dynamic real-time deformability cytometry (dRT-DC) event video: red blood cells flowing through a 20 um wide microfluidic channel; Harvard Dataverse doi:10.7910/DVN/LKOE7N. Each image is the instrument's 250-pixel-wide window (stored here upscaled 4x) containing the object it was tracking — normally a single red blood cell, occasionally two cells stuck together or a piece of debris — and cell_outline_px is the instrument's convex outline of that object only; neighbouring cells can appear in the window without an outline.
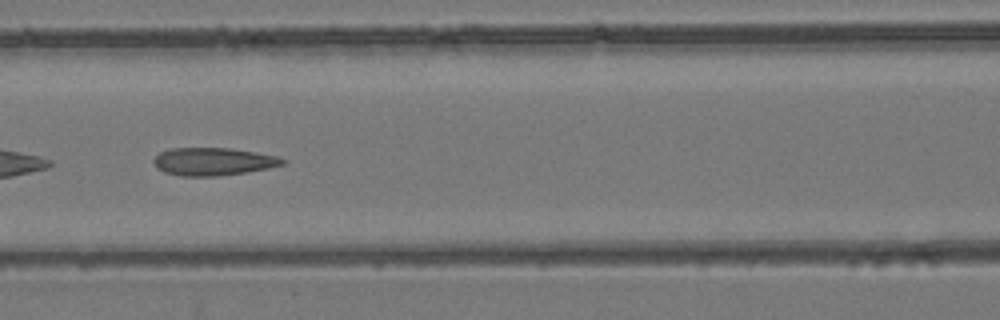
{"species": "common noctule bat (a hibernating species)", "species_latin": "Nyctalus noctula", "temperature_condition": "room temperature", "stored_images_in_passage": 40, "camera_frame_rate_fps": 3000, "um_per_image_px": 0.085, "animal": {"sex": "female", "body_mass_g": 24.6, "forearm_length_mm": 56.2}, "frame": {"image": 1, "passage_image": 12, "time_ms": 3.667, "image_size_px": [1000, 320], "cell_outline_px": [[288, 160], [284, 164], [268, 168], [244, 172], [216, 176], [180, 176], [164, 172], [152, 160], [160, 152], [172, 148], [228, 148], [256, 152], [276, 156]], "centroid_in_image_um": [18.14, 13.73], "position_along_channel_um": 148.5, "area_um2": 20.63}}
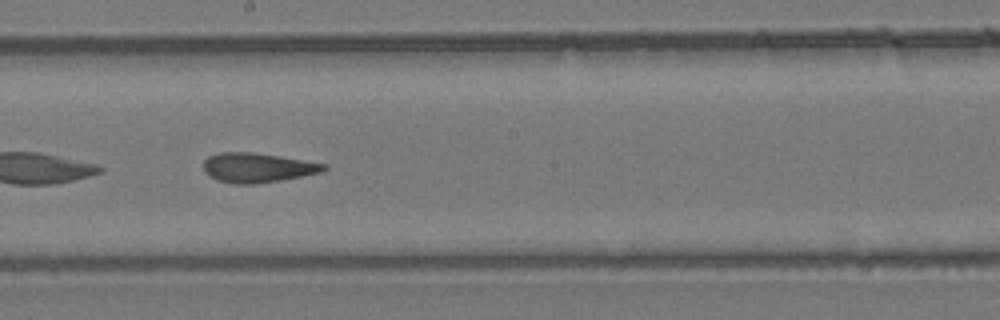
{"frame": {"image": 2, "passage_image": 18, "time_ms": 5.667, "image_size_px": [1000, 320], "cell_outline_px": [[328, 168], [320, 172], [280, 180], [256, 184], [236, 184], [216, 180], [204, 172], [204, 160], [208, 156], [220, 152], [252, 152], [280, 156], [328, 164]], "centroid_in_image_um": [21.86, 14.24], "position_along_channel_um": 226.3, "area_um2": 20.69}, "authors_computed_cell_mechanics": {"area_um2": 21.5883, "velocity_mm_per_s": 3.8986, "shape_relaxation_time_tau1_ms": null, "shape_relaxation_time_tau2_ms": 2.189, "deformation_change_tau1": null, "deformation_change_tau2": 0.0989}}